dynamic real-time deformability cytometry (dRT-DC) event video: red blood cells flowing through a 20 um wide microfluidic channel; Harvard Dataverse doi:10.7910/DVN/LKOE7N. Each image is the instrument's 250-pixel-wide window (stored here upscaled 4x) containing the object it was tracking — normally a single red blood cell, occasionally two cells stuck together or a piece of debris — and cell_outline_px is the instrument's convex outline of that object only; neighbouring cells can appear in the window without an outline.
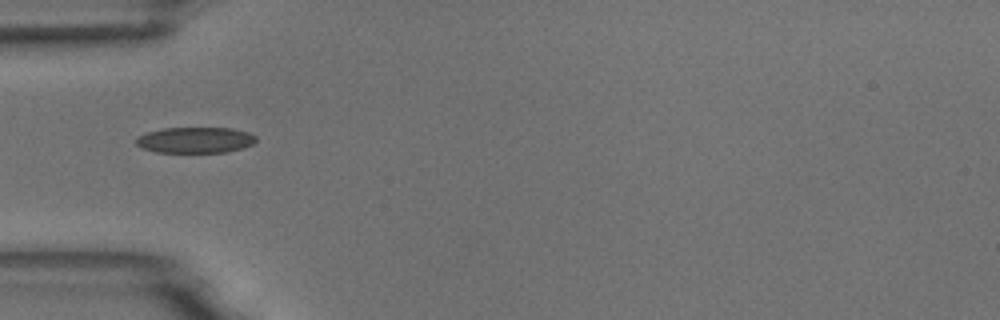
{"species": "common noctule bat (a hibernating species)", "species_latin": "Nyctalus noctula", "temperature_condition": "room temperature", "stored_images_in_passage": 1, "camera_frame_rate_fps": 3000, "um_per_image_px": 0.085, "animal": {"sex": "male", "body_mass_g": 18.8}, "frame": {"image": 1, "passage_image": 1, "time_ms": 0.0, "image_size_px": [1000, 320], "cell_outline_px": [[256, 140], [252, 144], [244, 148], [228, 152], [156, 152], [140, 148], [136, 144], [136, 136], [148, 132], [164, 128], [232, 128], [248, 132], [256, 136]], "centroid_in_image_um": [16.59, 11.91], "position_along_channel_um": 68.4, "area_um2": 18.21}}